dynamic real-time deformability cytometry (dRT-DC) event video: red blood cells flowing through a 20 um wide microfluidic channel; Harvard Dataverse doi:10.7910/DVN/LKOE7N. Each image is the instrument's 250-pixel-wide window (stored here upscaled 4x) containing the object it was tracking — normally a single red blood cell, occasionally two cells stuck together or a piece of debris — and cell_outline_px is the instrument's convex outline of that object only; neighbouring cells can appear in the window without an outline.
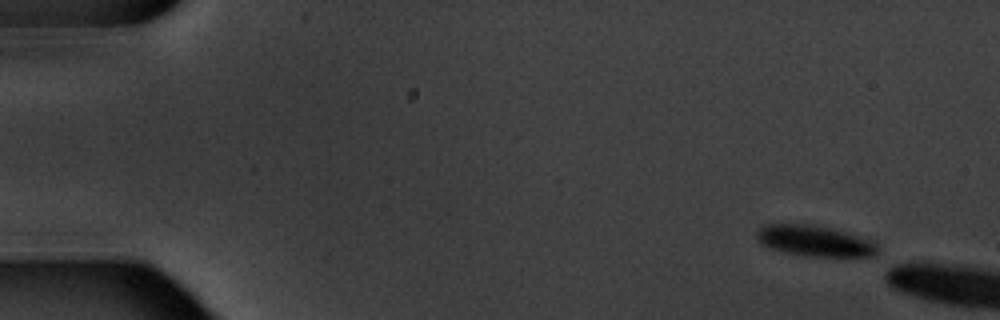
{"species": "common noctule bat (a hibernating species)", "species_latin": "Nyctalus noctula", "temperature_condition": "warm", "stored_images_in_passage": 2, "camera_frame_rate_fps": 3000, "um_per_image_px": 0.085, "animal": {"sex": "male", "body_mass_g": 20.1, "forearm_length_mm": 53.5}, "frame": {"image": 1, "passage_image": 1, "time_ms": 0.0, "image_size_px": [1000, 320], "cell_outline_px": [[876, 252], [872, 256], [804, 256], [772, 248], [760, 244], [756, 240], [756, 232], [764, 224], [808, 224], [832, 228], [868, 240], [876, 244]], "centroid_in_image_um": [69.16, 20.46], "position_along_channel_um": 15.8, "area_um2": 21.27}}